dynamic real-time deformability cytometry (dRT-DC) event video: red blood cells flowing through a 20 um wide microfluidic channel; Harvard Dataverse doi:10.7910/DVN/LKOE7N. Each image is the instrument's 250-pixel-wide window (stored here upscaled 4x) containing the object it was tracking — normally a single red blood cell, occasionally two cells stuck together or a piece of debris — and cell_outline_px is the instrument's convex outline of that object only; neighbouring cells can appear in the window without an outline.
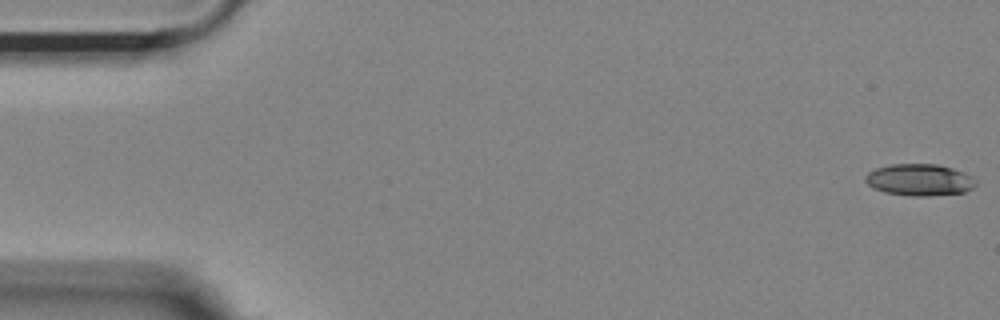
{"species": "Egyptian fruit bat (a non-hibernating species)", "species_latin": "Rousettus aegyptiacus", "temperature_condition": "room temperature", "stored_images_in_passage": 9, "camera_frame_rate_fps": 3000, "um_per_image_px": 0.085, "animal": {"sex": "female"}, "frame": {"image": 1, "passage_image": 1, "time_ms": 0.0, "image_size_px": [1000, 320], "cell_outline_px": [[976, 184], [972, 188], [964, 192], [928, 196], [912, 196], [884, 192], [872, 188], [864, 180], [864, 176], [868, 172], [876, 168], [892, 164], [936, 164], [952, 168], [964, 172], [972, 176], [976, 180]], "centroid_in_image_um": [78.14, 15.28], "position_along_channel_um": 6.9, "area_um2": 20.52}}